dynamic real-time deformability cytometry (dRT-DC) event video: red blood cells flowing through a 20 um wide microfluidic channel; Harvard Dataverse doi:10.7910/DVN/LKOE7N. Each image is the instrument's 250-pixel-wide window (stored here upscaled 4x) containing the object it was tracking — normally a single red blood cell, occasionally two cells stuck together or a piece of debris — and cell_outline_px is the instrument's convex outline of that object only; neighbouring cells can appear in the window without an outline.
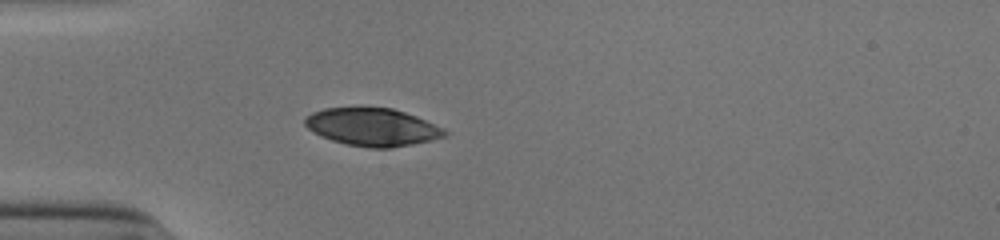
{"species": "human", "species_latin": "Homo sapiens", "temperature_condition": "cold", "stored_images_in_passage": 38, "camera_frame_rate_fps": 3000, "um_per_image_px": 0.085, "donor": {"sex": "male"}, "frame": {"image": 1, "passage_image": 1, "time_ms": 0.0, "image_size_px": [1000, 240], "cell_outline_px": [[448, 136], [432, 140], [412, 144], [388, 148], [368, 148], [348, 144], [332, 140], [320, 136], [312, 132], [304, 124], [304, 120], [312, 112], [324, 108], [392, 108], [416, 116], [444, 128], [448, 132]], "centroid_in_image_um": [31.67, 10.81], "position_along_channel_um": 53.3, "area_um2": 30.63}}
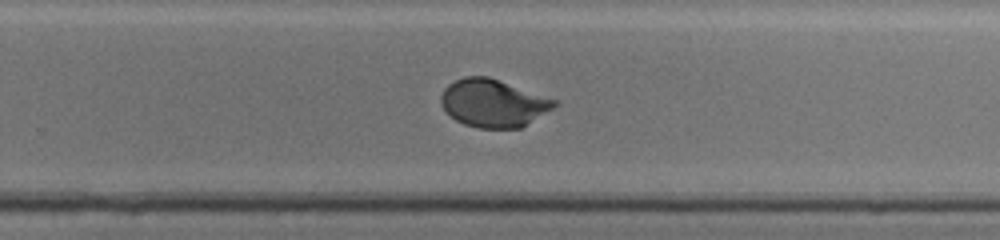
{"frame": {"image": 2, "passage_image": 20, "time_ms": 6.333, "image_size_px": [1000, 240], "cell_outline_px": [[556, 104], [552, 108], [520, 128], [476, 128], [464, 124], [456, 120], [440, 104], [440, 96], [444, 88], [448, 84], [464, 76], [488, 76], [556, 100]], "centroid_in_image_um": [41.87, 8.76], "position_along_channel_um": 287.9, "area_um2": 31.15}}
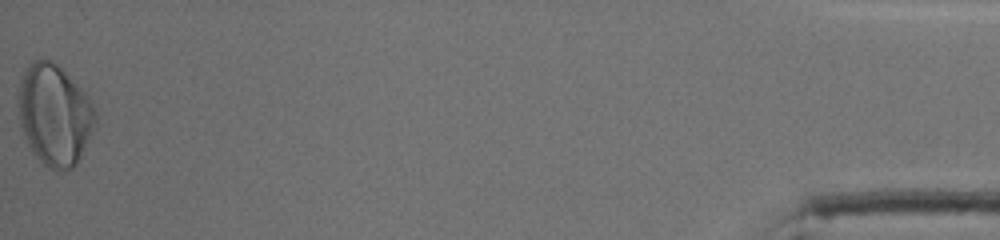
{"frame": {"image": 3, "passage_image": 38, "time_ms": 12.333, "image_size_px": [1000, 240], "cell_outline_px": [[96, 124], [76, 164], [72, 168], [48, 168], [32, 152], [20, 128], [16, 104], [16, 96], [20, 80], [24, 68], [36, 60], [52, 60], [88, 96], [96, 112]], "centroid_in_image_um": [4.58, 9.74], "position_along_channel_um": 430.6, "area_um2": 45.26}, "authors_computed_cell_mechanics": {"area_um2": 32.1657, "velocity_mm_per_s": 3.8961, "shape_relaxation_time_tau1_ms": 3.0632, "shape_relaxation_time_tau2_ms": null, "deformation_change_tau1": 0.1695, "deformation_change_tau2": null}}